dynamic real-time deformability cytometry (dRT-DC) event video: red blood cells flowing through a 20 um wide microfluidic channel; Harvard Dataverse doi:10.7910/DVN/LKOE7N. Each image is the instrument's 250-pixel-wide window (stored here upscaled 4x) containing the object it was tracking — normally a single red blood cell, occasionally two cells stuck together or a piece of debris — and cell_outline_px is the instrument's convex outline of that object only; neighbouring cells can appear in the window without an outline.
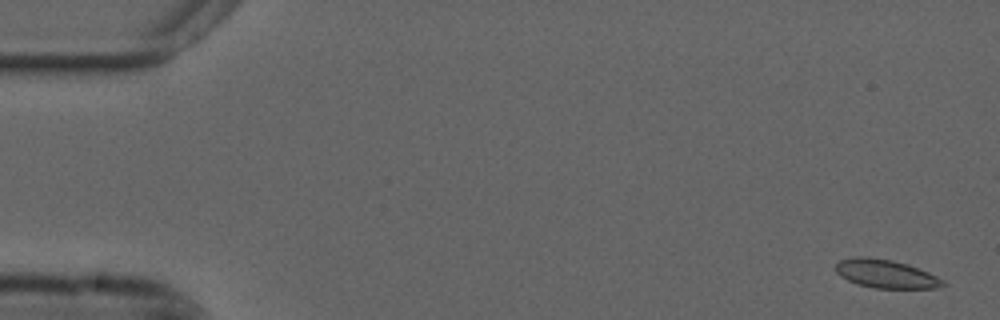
{"species": "common noctule bat (a hibernating species)", "species_latin": "Nyctalus noctula", "temperature_condition": "cold", "stored_images_in_passage": 24, "camera_frame_rate_fps": 3000, "um_per_image_px": 0.085, "animal": {"sex": "male", "forearm_length_mm": 52.5}, "frame": {"image": 1, "passage_image": 2, "time_ms": 0.333, "image_size_px": [1000, 320], "cell_outline_px": [[948, 284], [940, 288], [876, 288], [856, 284], [840, 276], [836, 272], [836, 264], [840, 260], [856, 256], [868, 256], [892, 260], [908, 264], [928, 272], [944, 280]], "centroid_in_image_um": [75.31, 23.27], "position_along_channel_um": 9.7, "area_um2": 17.92}}
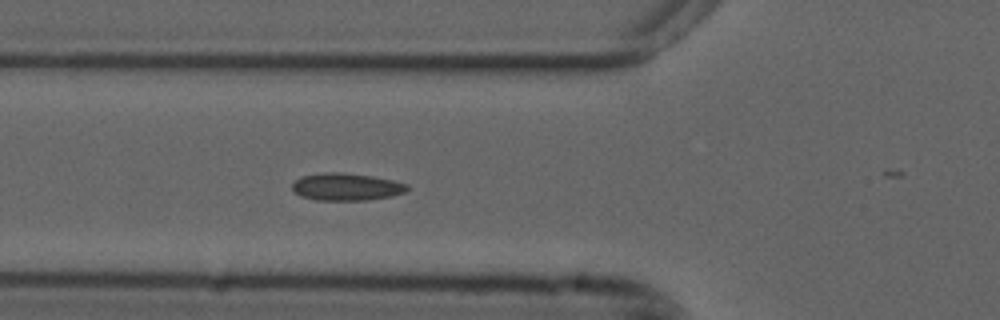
{"frame": {"image": 2, "passage_image": 20, "time_ms": 6.333, "image_size_px": [1000, 320], "cell_outline_px": [[408, 188], [404, 192], [392, 196], [368, 200], [316, 200], [300, 196], [292, 192], [292, 184], [300, 176], [324, 172], [340, 172], [372, 176], [392, 180], [408, 184]], "centroid_in_image_um": [29.4, 15.88], "position_along_channel_um": 96.4, "area_um2": 18.44}}
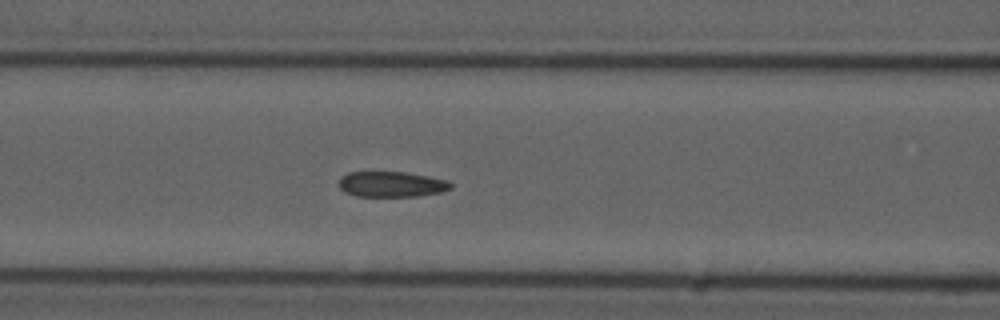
{"frame": {"image": 3, "passage_image": 23, "time_ms": 7.333, "image_size_px": [1000, 320], "cell_outline_px": [[452, 188], [440, 192], [416, 196], [356, 196], [344, 192], [340, 188], [340, 176], [348, 172], [404, 172], [428, 176], [448, 180], [452, 184]], "centroid_in_image_um": [33.27, 15.66], "position_along_channel_um": 133.3, "area_um2": 16.59}}